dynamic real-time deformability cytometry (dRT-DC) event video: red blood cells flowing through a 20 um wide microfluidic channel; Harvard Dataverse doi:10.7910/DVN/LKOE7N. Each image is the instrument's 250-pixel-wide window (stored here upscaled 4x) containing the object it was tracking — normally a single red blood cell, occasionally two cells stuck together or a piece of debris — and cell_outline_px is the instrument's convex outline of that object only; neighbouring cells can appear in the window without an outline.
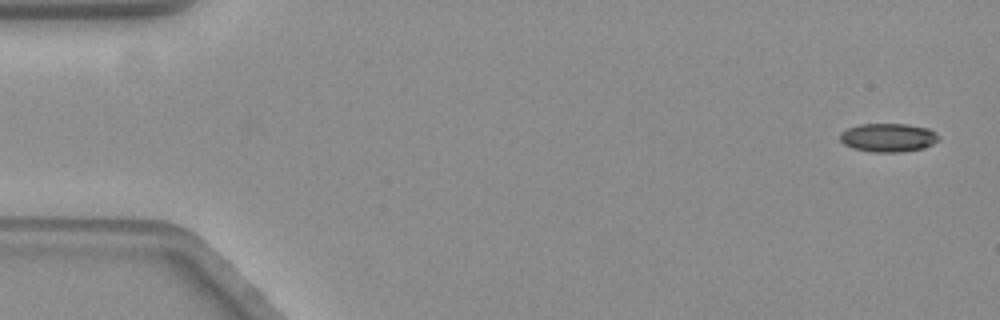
{"species": "common noctule bat (a hibernating species)", "species_latin": "Nyctalus noctula", "temperature_condition": "warm", "stored_images_in_passage": 57, "camera_frame_rate_fps": 3000, "um_per_image_px": 0.085, "animal": {"sex": "female", "body_mass_g": 19.3, "forearm_length_mm": 54.1}, "frame": {"image": 1, "passage_image": 1, "time_ms": 0.0, "image_size_px": [1000, 320], "cell_outline_px": [[936, 140], [932, 144], [924, 148], [900, 152], [872, 152], [852, 148], [844, 144], [840, 140], [840, 136], [848, 128], [864, 124], [904, 124], [928, 128], [936, 136]], "centroid_in_image_um": [75.46, 11.71], "position_along_channel_um": 9.5, "area_um2": 16.01}}
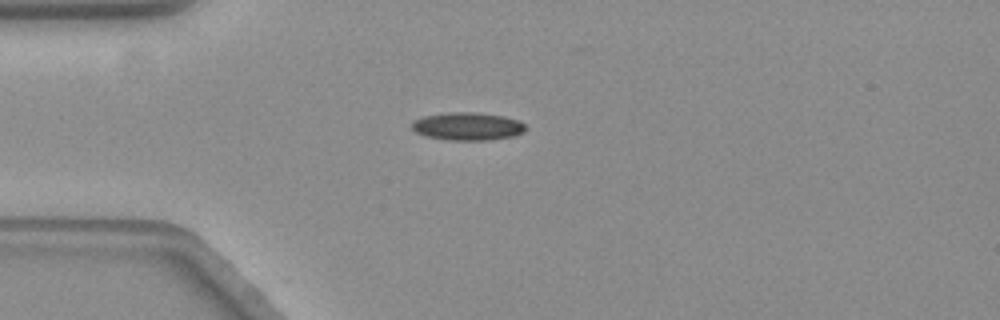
{"frame": {"image": 2, "passage_image": 14, "time_ms": 4.333, "image_size_px": [1000, 320], "cell_outline_px": [[524, 132], [516, 136], [492, 140], [444, 140], [424, 136], [416, 132], [412, 128], [412, 120], [424, 116], [448, 112], [472, 112], [504, 116], [516, 120], [524, 124]], "centroid_in_image_um": [39.72, 10.75], "position_along_channel_um": 45.3, "area_um2": 18.61}}
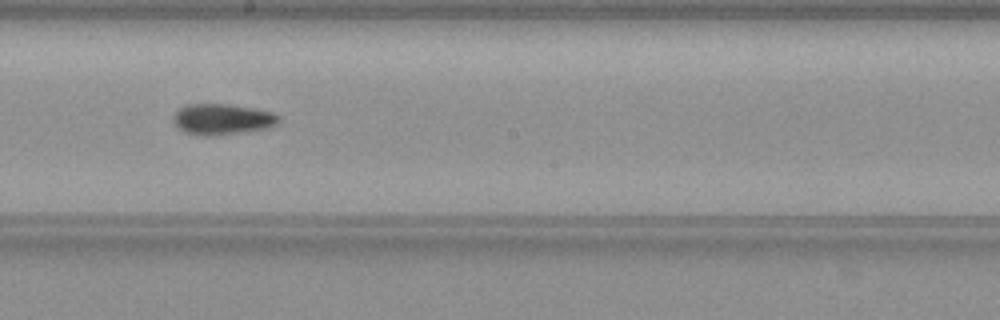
{"frame": {"image": 3, "passage_image": 31, "time_ms": 10.0, "image_size_px": [1000, 320], "cell_outline_px": [[280, 120], [272, 128], [208, 136], [204, 136], [184, 132], [176, 124], [172, 116], [180, 108], [188, 104], [228, 104], [252, 108], [272, 112], [280, 116]], "centroid_in_image_um": [18.92, 10.13], "position_along_channel_um": 229.3, "area_um2": 18.84}, "authors_computed_cell_mechanics": {"area_um2": 17.1666, "velocity_mm_per_s": 3.5502, "shape_relaxation_time_tau1_ms": 5.2462, "shape_relaxation_time_tau2_ms": 3.3022, "deformation_change_tau1": 0.15, "deformation_change_tau2": 0.0757}}